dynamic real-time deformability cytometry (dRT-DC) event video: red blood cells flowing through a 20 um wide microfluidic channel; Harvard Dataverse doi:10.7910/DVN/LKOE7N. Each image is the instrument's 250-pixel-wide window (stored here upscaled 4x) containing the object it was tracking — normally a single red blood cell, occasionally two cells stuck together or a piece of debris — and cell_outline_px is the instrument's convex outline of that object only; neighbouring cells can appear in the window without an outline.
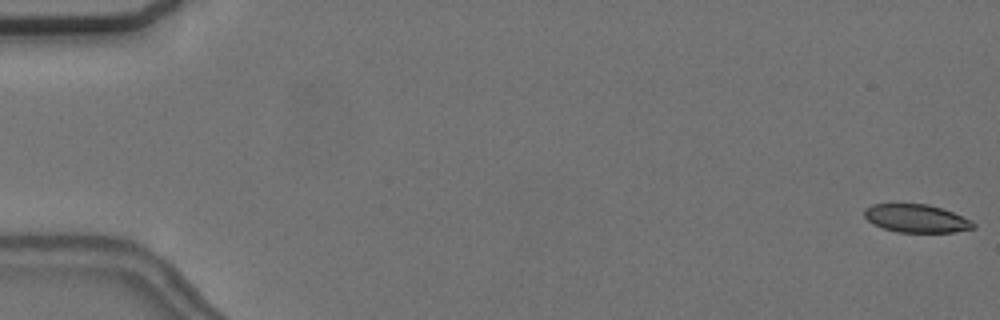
{"species": "common noctule bat (a hibernating species)", "species_latin": "Nyctalus noctula", "temperature_condition": "cold", "stored_images_in_passage": 5, "camera_frame_rate_fps": 3000, "um_per_image_px": 0.085, "animal": {"sex": "female", "body_mass_g": 24.6, "forearm_length_mm": 56.2}, "frame": {"image": 1, "passage_image": 1, "time_ms": 0.0, "image_size_px": [1000, 320], "cell_outline_px": [[976, 228], [956, 232], [896, 232], [884, 228], [868, 220], [864, 216], [864, 208], [872, 204], [928, 204], [952, 212], [972, 220], [976, 224]], "centroid_in_image_um": [77.92, 18.57], "position_along_channel_um": 7.1, "area_um2": 17.8}}